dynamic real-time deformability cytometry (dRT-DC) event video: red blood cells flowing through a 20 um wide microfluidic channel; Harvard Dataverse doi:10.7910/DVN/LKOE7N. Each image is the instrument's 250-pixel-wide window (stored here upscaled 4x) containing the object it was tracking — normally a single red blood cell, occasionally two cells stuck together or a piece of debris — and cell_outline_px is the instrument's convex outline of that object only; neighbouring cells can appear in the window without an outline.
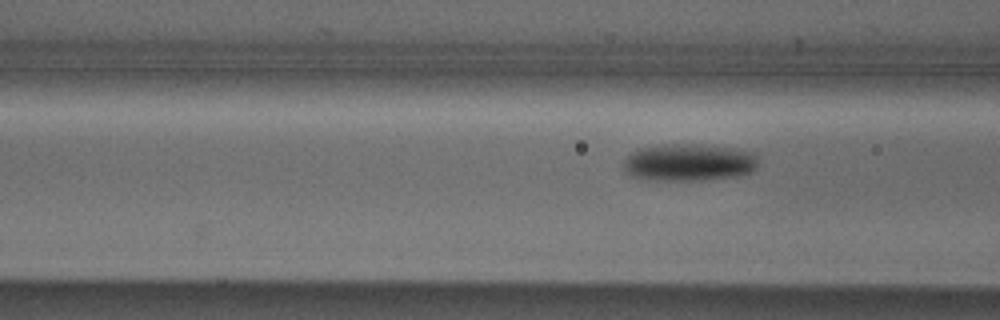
{"species": "Egyptian fruit bat (a non-hibernating species)", "species_latin": "Rousettus aegyptiacus", "temperature_condition": "cold", "stored_images_in_passage": 5, "camera_frame_rate_fps": 3000, "um_per_image_px": 0.085, "animal": {"sex": "male"}, "frame": {"image": 1, "passage_image": 5, "time_ms": 1.333, "image_size_px": [1000, 320], "cell_outline_px": [[756, 168], [752, 172], [736, 176], [696, 180], [652, 180], [632, 176], [624, 172], [624, 160], [632, 152], [640, 148], [664, 144], [696, 144], [732, 148], [756, 152]], "centroid_in_image_um": [58.55, 13.8], "position_along_channel_um": 108.1, "area_um2": 29.19}}